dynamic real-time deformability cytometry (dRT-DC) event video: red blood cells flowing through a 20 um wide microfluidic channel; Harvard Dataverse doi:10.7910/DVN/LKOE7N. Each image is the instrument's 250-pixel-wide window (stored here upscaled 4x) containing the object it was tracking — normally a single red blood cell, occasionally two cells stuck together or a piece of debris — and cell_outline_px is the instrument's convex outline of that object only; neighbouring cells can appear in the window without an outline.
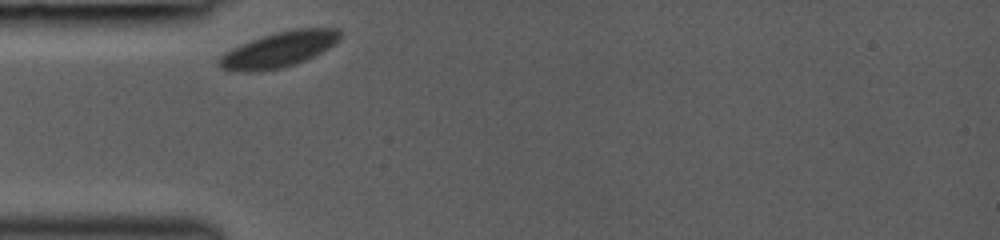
{"species": "common noctule bat (a hibernating species)", "species_latin": "Nyctalus noctula", "temperature_condition": "room temperature", "stored_images_in_passage": 2, "camera_frame_rate_fps": 3000, "um_per_image_px": 0.085, "animal": {"sex": "female", "body_mass_g": 19.0, "forearm_length_mm": 53.3}, "frame": {"image": 1, "passage_image": 1, "time_ms": 0.0, "image_size_px": [1000, 240], "cell_outline_px": [[340, 40], [328, 48], [296, 64], [280, 68], [252, 72], [232, 72], [220, 68], [216, 64], [216, 60], [220, 56], [232, 48], [252, 40], [276, 32], [292, 28], [336, 28], [340, 32]], "centroid_in_image_um": [23.65, 4.22], "position_along_channel_um": 61.3, "area_um2": 24.91}}
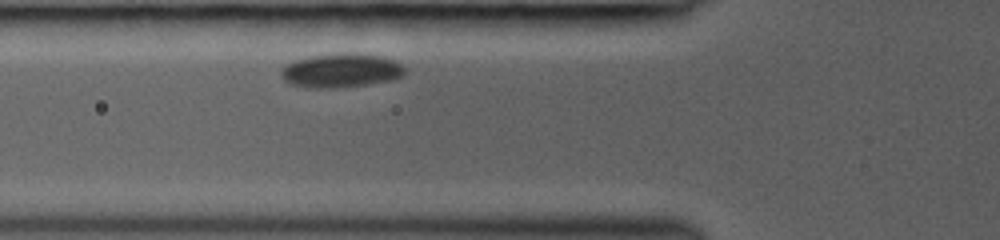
{"frame": {"image": 2, "passage_image": 2, "time_ms": 1.0, "image_size_px": [1000, 240], "cell_outline_px": [[404, 72], [400, 76], [392, 80], [336, 88], [316, 88], [288, 84], [280, 76], [280, 68], [284, 64], [296, 60], [312, 56], [384, 56], [400, 64], [404, 68]], "centroid_in_image_um": [28.89, 6.05], "position_along_channel_um": 96.9, "area_um2": 23.41}}